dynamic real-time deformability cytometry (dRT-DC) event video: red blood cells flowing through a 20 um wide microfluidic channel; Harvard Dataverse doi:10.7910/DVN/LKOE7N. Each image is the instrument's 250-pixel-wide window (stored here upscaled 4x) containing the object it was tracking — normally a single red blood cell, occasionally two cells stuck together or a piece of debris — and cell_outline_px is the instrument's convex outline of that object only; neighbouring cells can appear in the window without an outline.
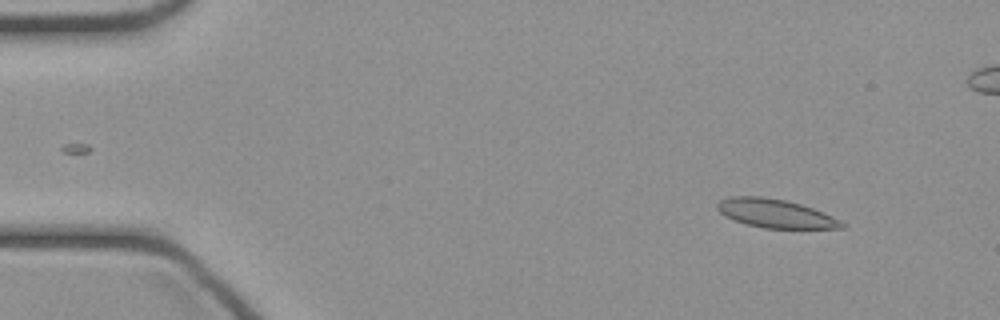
{"species": "common noctule bat (a hibernating species)", "species_latin": "Nyctalus noctula", "temperature_condition": "cold", "stored_images_in_passage": 48, "camera_frame_rate_fps": 3000, "um_per_image_px": 0.085, "animal": {"sex": "female", "body_mass_g": 21.9}, "frame": {"image": 1, "passage_image": 5, "time_ms": 1.333, "image_size_px": [1000, 320], "cell_outline_px": [[848, 224], [844, 228], [764, 228], [744, 224], [724, 216], [716, 208], [716, 204], [720, 200], [728, 196], [760, 196], [784, 200], [800, 204], [812, 208], [832, 216]], "centroid_in_image_um": [65.88, 18.14], "position_along_channel_um": 19.1, "area_um2": 20.81}}
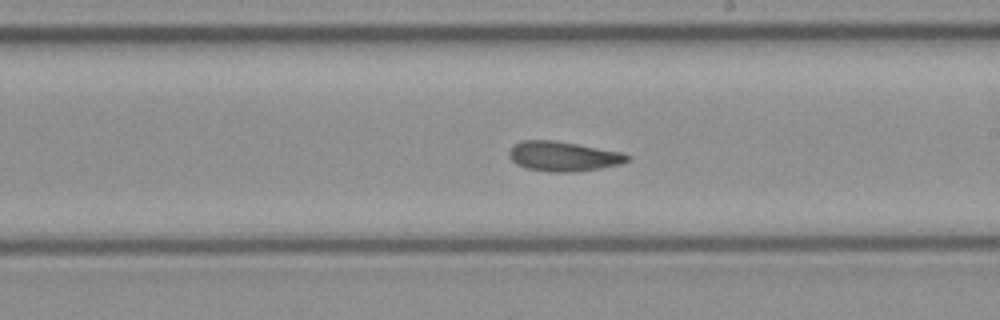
{"frame": {"image": 2, "passage_image": 27, "time_ms": 8.667, "image_size_px": [1000, 320], "cell_outline_px": [[632, 160], [620, 164], [600, 168], [572, 172], [548, 172], [528, 168], [516, 164], [508, 156], [508, 152], [516, 144], [524, 140], [552, 140], [624, 152], [632, 156]], "centroid_in_image_um": [47.93, 13.29], "position_along_channel_um": 241.1, "area_um2": 20.52}}
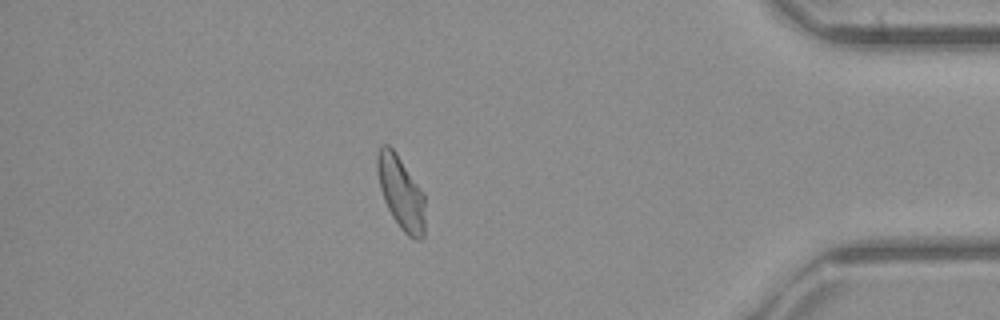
{"frame": {"image": 3, "passage_image": 41, "time_ms": 13.333, "image_size_px": [1000, 320], "cell_outline_px": [[424, 236], [420, 240], [416, 240], [408, 236], [400, 228], [392, 216], [384, 200], [380, 188], [376, 168], [376, 156], [380, 148], [384, 144], [388, 144], [396, 152], [424, 192]], "centroid_in_image_um": [34.08, 16.37], "position_along_channel_um": 401.1, "area_um2": 20.46}}